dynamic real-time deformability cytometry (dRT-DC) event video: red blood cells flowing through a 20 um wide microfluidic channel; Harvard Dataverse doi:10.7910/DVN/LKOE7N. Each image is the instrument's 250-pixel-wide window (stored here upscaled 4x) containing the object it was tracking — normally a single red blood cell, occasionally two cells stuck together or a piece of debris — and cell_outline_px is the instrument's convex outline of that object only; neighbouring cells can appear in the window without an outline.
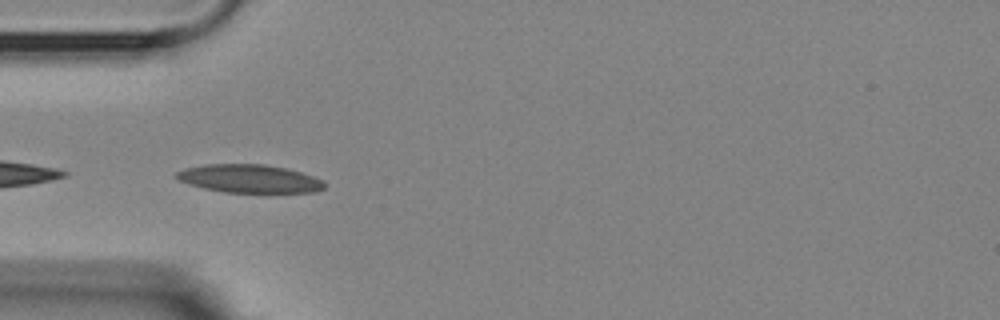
{"species": "Egyptian fruit bat (a non-hibernating species)", "species_latin": "Rousettus aegyptiacus", "temperature_condition": "room temperature", "stored_images_in_passage": 25, "camera_frame_rate_fps": 3000, "um_per_image_px": 0.085, "animal": {"sex": "female"}, "frame": {"image": 1, "passage_image": 1, "time_ms": 0.0, "image_size_px": [1000, 320], "cell_outline_px": [[324, 188], [316, 192], [224, 192], [204, 188], [188, 184], [172, 176], [176, 172], [184, 168], [204, 164], [264, 164], [288, 168], [324, 180]], "centroid_in_image_um": [21.17, 15.17], "position_along_channel_um": 63.8, "area_um2": 24.39}}
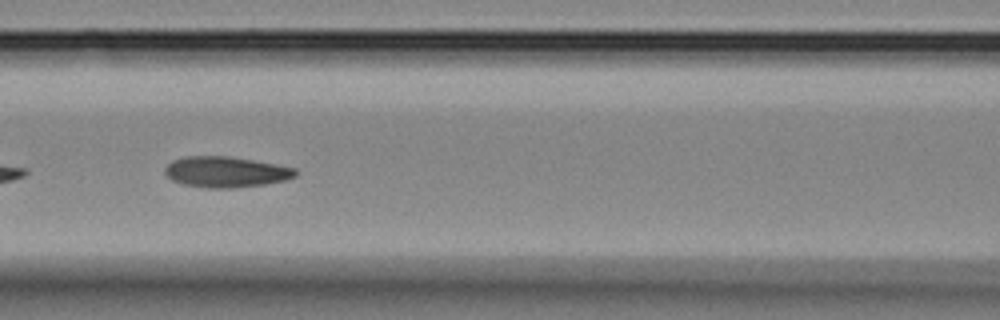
{"frame": {"image": 2, "passage_image": 8, "time_ms": 2.333, "image_size_px": [1000, 320], "cell_outline_px": [[300, 172], [296, 176], [284, 180], [264, 184], [232, 188], [208, 188], [184, 184], [172, 180], [164, 172], [164, 168], [172, 160], [184, 156], [228, 156], [276, 164], [296, 168]], "centroid_in_image_um": [19.2, 14.61], "position_along_channel_um": 147.4, "area_um2": 23.41}}
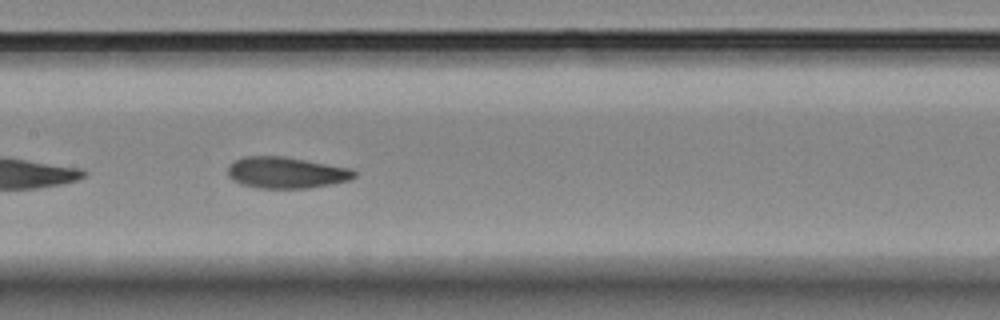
{"frame": {"image": 3, "passage_image": 11, "time_ms": 3.333, "image_size_px": [1000, 320], "cell_outline_px": [[356, 176], [348, 180], [332, 184], [308, 188], [256, 188], [240, 184], [232, 180], [228, 176], [228, 168], [236, 160], [244, 156], [284, 156], [352, 168], [356, 172]], "centroid_in_image_um": [24.33, 14.67], "position_along_channel_um": 183.1, "area_um2": 23.18}}